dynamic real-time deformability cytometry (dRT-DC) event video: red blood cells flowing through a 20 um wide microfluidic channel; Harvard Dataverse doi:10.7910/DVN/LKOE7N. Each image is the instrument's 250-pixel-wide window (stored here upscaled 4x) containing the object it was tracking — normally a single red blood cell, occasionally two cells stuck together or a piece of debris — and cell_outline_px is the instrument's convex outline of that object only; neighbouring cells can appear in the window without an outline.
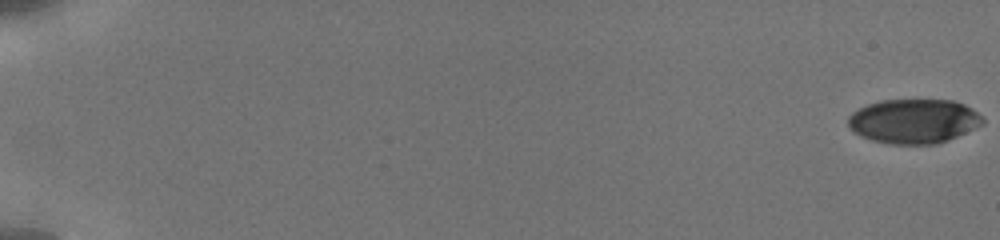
{"species": "human", "species_latin": "Homo sapiens", "temperature_condition": "cold", "stored_images_in_passage": 16, "camera_frame_rate_fps": 3000, "um_per_image_px": 0.085, "donor": {"sex": "male"}, "frame": {"image": 1, "passage_image": 1, "time_ms": 0.0, "image_size_px": [1000, 240], "cell_outline_px": [[984, 124], [976, 128], [948, 140], [936, 144], [892, 144], [872, 140], [860, 136], [852, 132], [848, 124], [848, 116], [852, 112], [868, 104], [880, 100], [952, 100], [964, 104], [972, 108], [984, 120]], "centroid_in_image_um": [77.66, 10.3], "position_along_channel_um": 7.3, "area_um2": 34.91}}
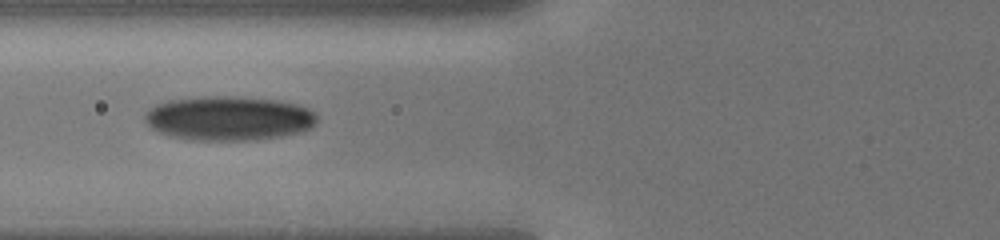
{"frame": {"image": 2, "passage_image": 12, "time_ms": 8.0, "image_size_px": [1000, 240], "cell_outline_px": [[316, 124], [300, 132], [280, 136], [256, 140], [184, 140], [168, 136], [152, 128], [144, 120], [144, 112], [148, 108], [156, 104], [168, 100], [200, 96], [240, 96], [276, 100], [296, 104], [308, 108], [316, 112]], "centroid_in_image_um": [19.4, 10.05], "position_along_channel_um": 106.4, "area_um2": 44.97}}
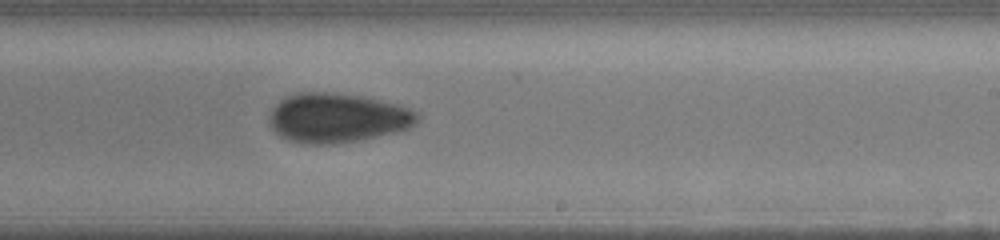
{"frame": {"image": 3, "passage_image": 16, "time_ms": 12.0, "image_size_px": [1000, 240], "cell_outline_px": [[420, 120], [416, 124], [408, 128], [396, 132], [356, 140], [332, 144], [304, 144], [288, 140], [280, 136], [272, 128], [268, 120], [268, 116], [272, 108], [284, 96], [300, 92], [332, 92], [360, 96], [400, 104], [420, 112]], "centroid_in_image_um": [28.68, 10.01], "position_along_channel_um": 260.3, "area_um2": 43.0}}